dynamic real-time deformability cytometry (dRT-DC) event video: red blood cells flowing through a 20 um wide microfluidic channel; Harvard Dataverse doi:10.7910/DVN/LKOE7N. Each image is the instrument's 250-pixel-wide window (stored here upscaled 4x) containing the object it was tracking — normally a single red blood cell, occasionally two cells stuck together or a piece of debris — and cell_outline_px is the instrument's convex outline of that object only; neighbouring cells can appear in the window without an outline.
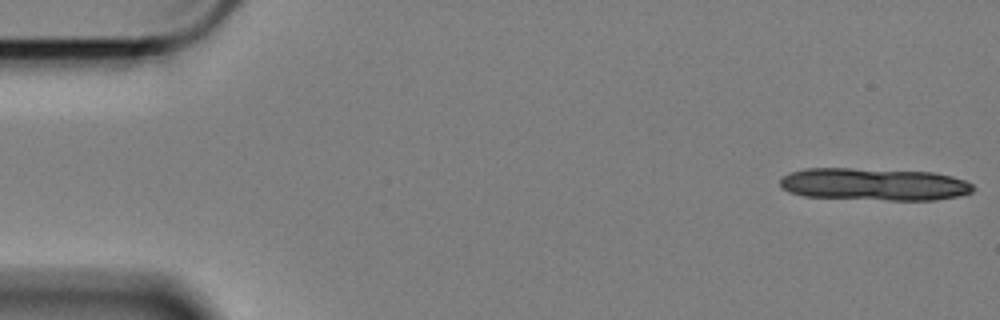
{"species": "Egyptian fruit bat (a non-hibernating species)", "species_latin": "Rousettus aegyptiacus", "temperature_condition": "cold", "stored_images_in_passage": 11, "camera_frame_rate_fps": 3000, "um_per_image_px": 0.085, "animal": {"sex": "female"}, "frame": {"image": 1, "passage_image": 1, "time_ms": 0.0, "image_size_px": [1000, 320], "cell_outline_px": [[972, 192], [960, 196], [936, 200], [888, 200], [804, 196], [788, 192], [780, 188], [780, 176], [804, 168], [852, 168], [932, 172], [952, 176], [964, 180], [972, 184]], "centroid_in_image_um": [74.26, 15.66], "position_along_channel_um": 10.7, "area_um2": 36.65}}